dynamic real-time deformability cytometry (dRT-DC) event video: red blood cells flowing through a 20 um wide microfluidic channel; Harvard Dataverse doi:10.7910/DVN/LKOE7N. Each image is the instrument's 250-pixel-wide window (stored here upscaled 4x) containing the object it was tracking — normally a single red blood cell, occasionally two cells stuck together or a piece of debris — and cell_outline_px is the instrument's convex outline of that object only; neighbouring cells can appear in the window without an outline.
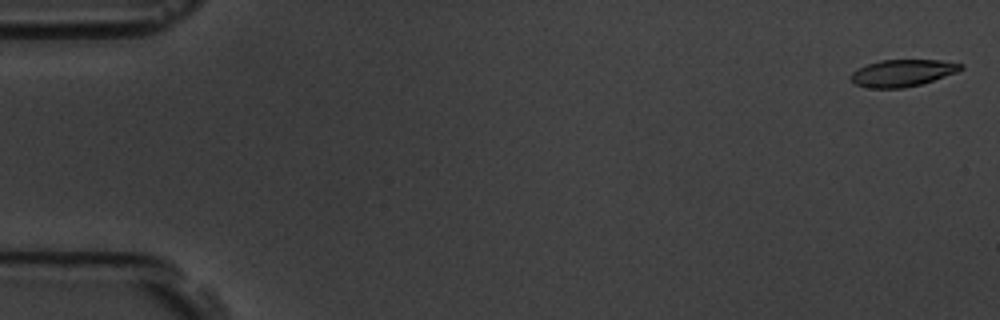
{"species": "common noctule bat (a hibernating species)", "species_latin": "Nyctalus noctula", "temperature_condition": "room temperature", "stored_images_in_passage": 57, "camera_frame_rate_fps": 3000, "um_per_image_px": 0.085, "animal": {"sex": "male", "body_mass_g": 19.5, "forearm_length_mm": 54.6}, "frame": {"image": 1, "passage_image": 2, "time_ms": 0.333, "image_size_px": [1000, 320], "cell_outline_px": [[964, 68], [956, 72], [920, 84], [904, 88], [872, 88], [856, 84], [852, 80], [852, 72], [868, 64], [880, 60], [940, 60], [964, 64]], "centroid_in_image_um": [76.74, 6.19], "position_along_channel_um": 8.3, "area_um2": 16.94}}
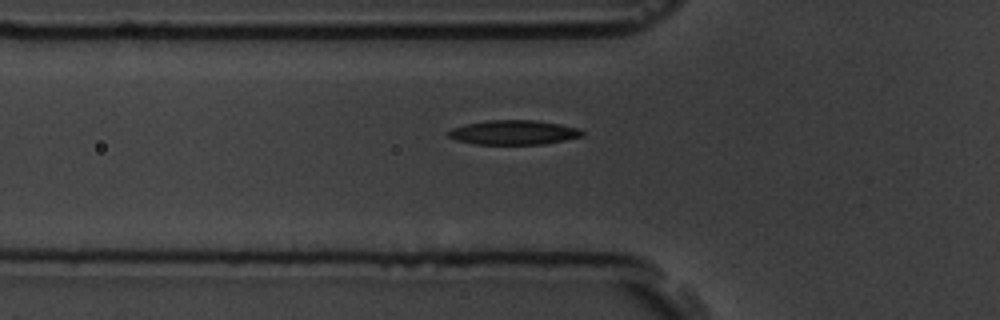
{"frame": {"image": 2, "passage_image": 20, "time_ms": 6.333, "image_size_px": [1000, 320], "cell_outline_px": [[584, 136], [544, 144], [476, 144], [456, 140], [448, 136], [448, 132], [452, 128], [468, 124], [488, 120], [536, 120], [560, 124], [580, 128], [584, 132]], "centroid_in_image_um": [43.71, 11.25], "position_along_channel_um": 82.1, "area_um2": 19.02}}
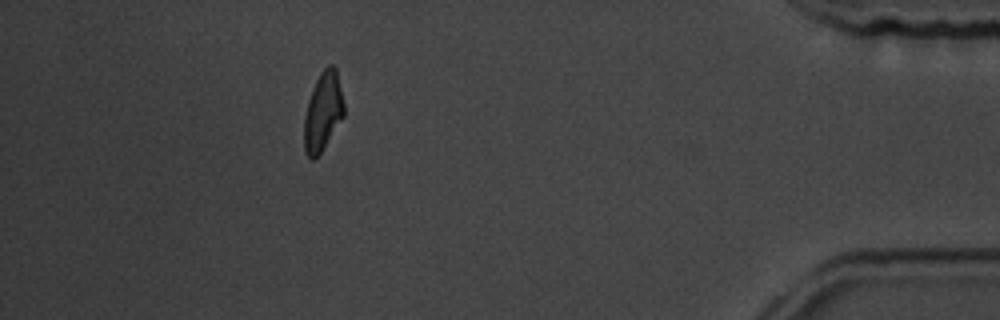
{"frame": {"image": 3, "passage_image": 51, "time_ms": 16.667, "image_size_px": [1000, 320], "cell_outline_px": [[344, 116], [320, 152], [312, 160], [308, 156], [304, 148], [304, 116], [308, 100], [312, 88], [320, 72], [328, 64], [332, 64], [336, 68], [344, 104]], "centroid_in_image_um": [27.44, 9.44], "position_along_channel_um": 407.8, "area_um2": 18.09}, "authors_computed_cell_mechanics": {"area_um2": 18.5538, "velocity_mm_per_s": 3.6609, "shape_relaxation_time_tau1_ms": 3.8669, "shape_relaxation_time_tau2_ms": 3.4506, "deformation_change_tau1": 0.1513, "deformation_change_tau2": 0.0928}}